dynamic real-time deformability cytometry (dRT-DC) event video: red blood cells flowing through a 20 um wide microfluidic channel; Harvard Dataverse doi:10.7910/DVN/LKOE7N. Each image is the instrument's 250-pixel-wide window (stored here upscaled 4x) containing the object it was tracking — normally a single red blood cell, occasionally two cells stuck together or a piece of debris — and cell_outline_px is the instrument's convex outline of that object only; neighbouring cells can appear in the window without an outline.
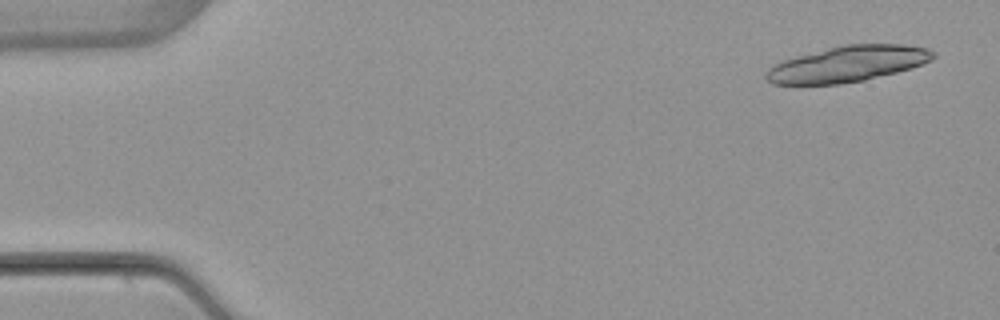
{"species": "common noctule bat (a hibernating species)", "species_latin": "Nyctalus noctula", "temperature_condition": "warm", "stored_images_in_passage": 3, "camera_frame_rate_fps": 3000, "um_per_image_px": 0.085, "animal": {"sex": "female", "body_mass_g": 22.7, "forearm_length_mm": 54.2}, "frame": {"image": 1, "passage_image": 1, "time_ms": 0.0, "image_size_px": [1000, 320], "cell_outline_px": [[936, 56], [932, 60], [924, 64], [912, 68], [864, 80], [840, 84], [772, 84], [764, 76], [768, 68], [772, 64], [796, 56], [844, 44], [904, 44], [928, 48], [936, 52]], "centroid_in_image_um": [72.08, 5.43], "position_along_channel_um": 12.9, "area_um2": 35.08}}